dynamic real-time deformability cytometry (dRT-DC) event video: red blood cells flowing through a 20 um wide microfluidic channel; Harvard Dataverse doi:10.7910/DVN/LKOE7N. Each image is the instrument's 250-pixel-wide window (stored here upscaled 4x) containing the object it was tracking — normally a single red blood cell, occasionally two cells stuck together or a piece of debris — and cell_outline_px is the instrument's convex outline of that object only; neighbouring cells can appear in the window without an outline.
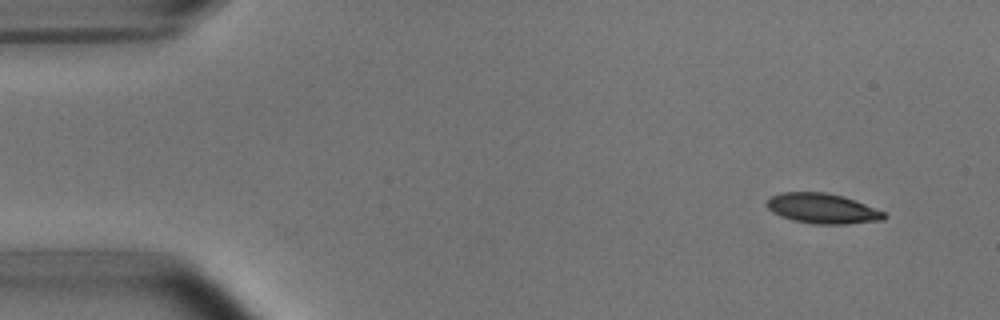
{"species": "common noctule bat (a hibernating species)", "species_latin": "Nyctalus noctula", "temperature_condition": "room temperature", "stored_images_in_passage": 4, "camera_frame_rate_fps": 3000, "um_per_image_px": 0.085, "animal": {"sex": "male", "body_mass_g": 15.6}, "frame": {"image": 1, "passage_image": 1, "time_ms": 0.0, "image_size_px": [1000, 320], "cell_outline_px": [[888, 216], [884, 220], [848, 224], [816, 224], [792, 220], [780, 216], [772, 212], [764, 204], [772, 196], [780, 192], [824, 192], [844, 196], [856, 200], [884, 212]], "centroid_in_image_um": [69.91, 17.72], "position_along_channel_um": 15.1, "area_um2": 20.75}}
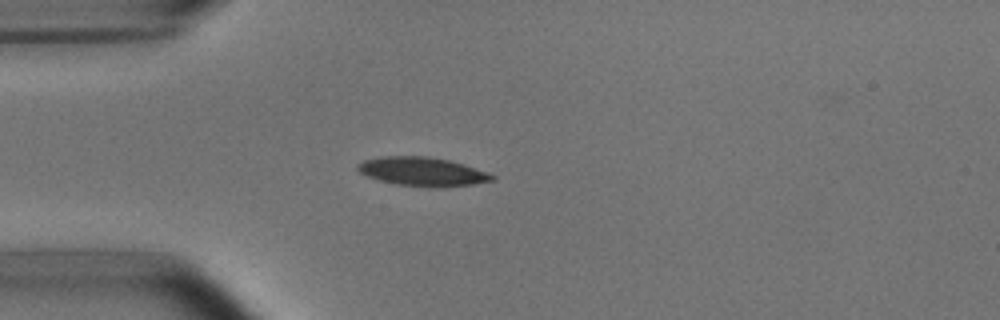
{"frame": {"image": 2, "passage_image": 3, "time_ms": 3.333, "image_size_px": [1000, 320], "cell_outline_px": [[496, 180], [472, 184], [440, 188], [428, 188], [396, 184], [380, 180], [368, 176], [360, 172], [356, 168], [356, 164], [364, 160], [380, 156], [428, 156], [448, 160], [464, 164], [488, 172], [496, 176]], "centroid_in_image_um": [35.93, 14.59], "position_along_channel_um": 49.1, "area_um2": 22.83}}